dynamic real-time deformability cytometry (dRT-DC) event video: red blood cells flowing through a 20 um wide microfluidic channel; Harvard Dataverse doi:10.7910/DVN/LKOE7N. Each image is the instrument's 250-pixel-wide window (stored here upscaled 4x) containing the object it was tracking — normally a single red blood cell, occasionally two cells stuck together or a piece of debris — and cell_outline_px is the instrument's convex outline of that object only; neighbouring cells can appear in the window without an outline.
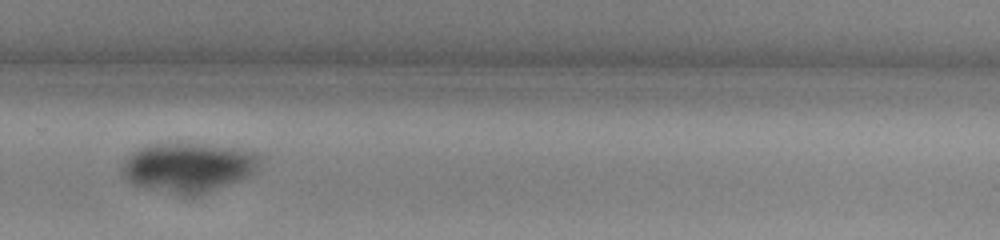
{"species": "common noctule bat (a hibernating species)", "species_latin": "Nyctalus noctula", "temperature_condition": "warm", "stored_images_in_passage": 41, "camera_frame_rate_fps": 3000, "um_per_image_px": 0.085, "animal": {"sex": "male", "body_mass_g": 13.0, "forearm_length_mm": 53.1}, "frame": {"image": 1, "passage_image": 24, "time_ms": 7.667, "image_size_px": [1000, 240], "cell_outline_px": [[260, 168], [252, 176], [200, 196], [180, 196], [148, 188], [136, 184], [128, 180], [124, 176], [124, 164], [128, 156], [140, 148], [148, 144], [192, 144], [236, 148], [256, 152], [260, 156]], "centroid_in_image_um": [16.11, 14.26], "position_along_channel_um": 313.7, "area_um2": 39.77}}
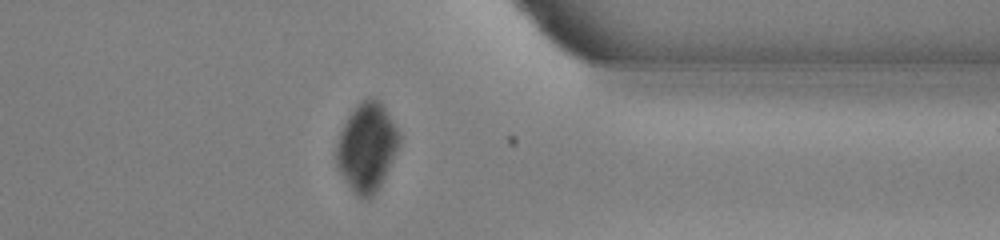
{"frame": {"image": 2, "passage_image": 30, "time_ms": 9.667, "image_size_px": [1000, 240], "cell_outline_px": [[400, 144], [384, 180], [380, 188], [368, 200], [360, 200], [356, 196], [340, 172], [336, 164], [336, 144], [340, 132], [348, 116], [356, 104], [360, 100], [368, 96], [372, 96], [380, 100], [400, 132]], "centroid_in_image_um": [31.19, 12.51], "position_along_channel_um": 380.2, "area_um2": 32.95}}
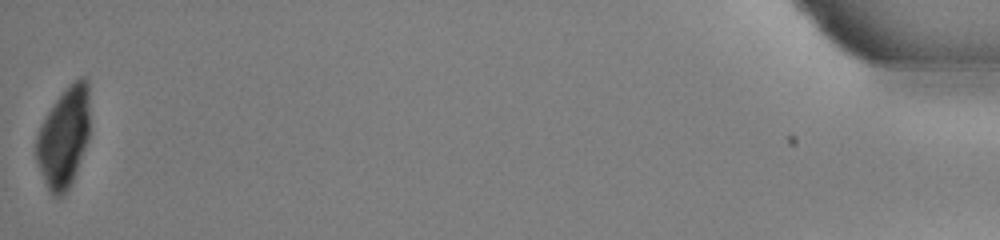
{"frame": {"image": 3, "passage_image": 41, "time_ms": 13.333, "image_size_px": [1000, 240], "cell_outline_px": [[88, 140], [72, 180], [64, 196], [52, 196], [44, 180], [36, 160], [36, 136], [40, 124], [44, 116], [64, 88], [68, 84], [80, 76], [84, 76], [88, 80]], "centroid_in_image_um": [5.41, 11.62], "position_along_channel_um": 429.8, "area_um2": 31.21}}